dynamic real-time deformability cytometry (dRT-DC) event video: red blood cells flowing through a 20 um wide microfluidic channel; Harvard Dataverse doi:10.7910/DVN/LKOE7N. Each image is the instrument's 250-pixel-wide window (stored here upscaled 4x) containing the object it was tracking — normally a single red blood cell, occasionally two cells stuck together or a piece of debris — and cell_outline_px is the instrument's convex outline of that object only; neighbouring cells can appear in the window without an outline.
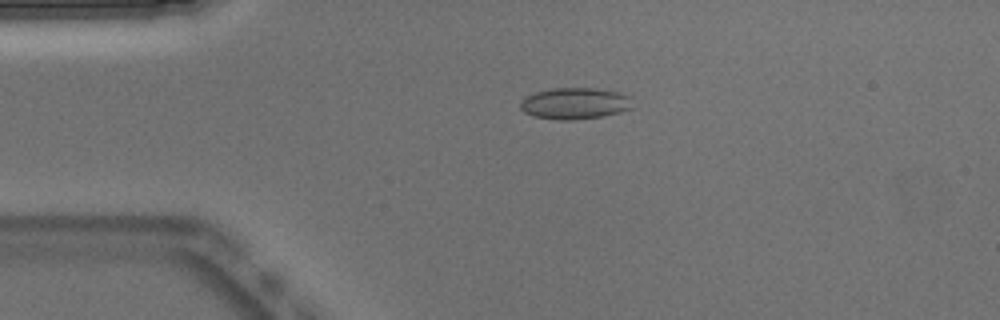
{"species": "Egyptian fruit bat (a non-hibernating species)", "species_latin": "Rousettus aegyptiacus", "temperature_condition": "warm", "stored_images_in_passage": 42, "camera_frame_rate_fps": 3000, "um_per_image_px": 0.085, "animal": {"sex": "male"}, "frame": {"image": 1, "passage_image": 2, "time_ms": 0.333, "image_size_px": [1000, 320], "cell_outline_px": [[632, 108], [620, 112], [600, 116], [572, 120], [560, 120], [536, 116], [524, 112], [520, 108], [520, 100], [536, 92], [552, 88], [596, 88], [620, 92], [632, 96]], "centroid_in_image_um": [48.9, 8.78], "position_along_channel_um": 36.1, "area_um2": 20.58}}
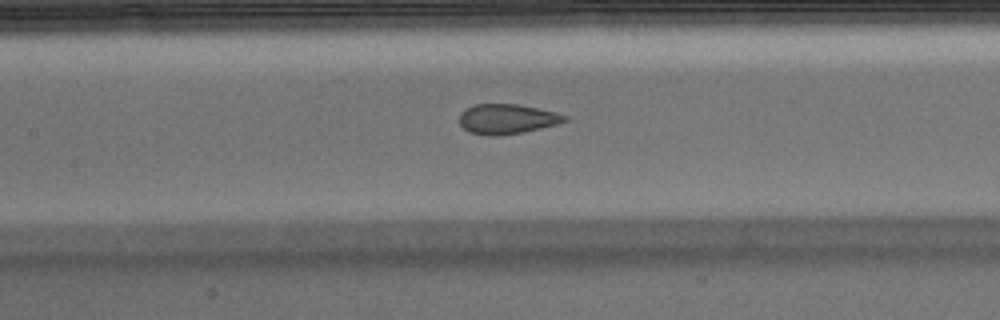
{"frame": {"image": 2, "passage_image": 14, "time_ms": 4.333, "image_size_px": [1000, 320], "cell_outline_px": [[568, 120], [556, 124], [524, 132], [500, 136], [488, 136], [468, 132], [460, 124], [460, 112], [464, 108], [472, 104], [520, 104], [556, 112], [568, 116]], "centroid_in_image_um": [43.07, 10.11], "position_along_channel_um": 164.3, "area_um2": 18.61}}
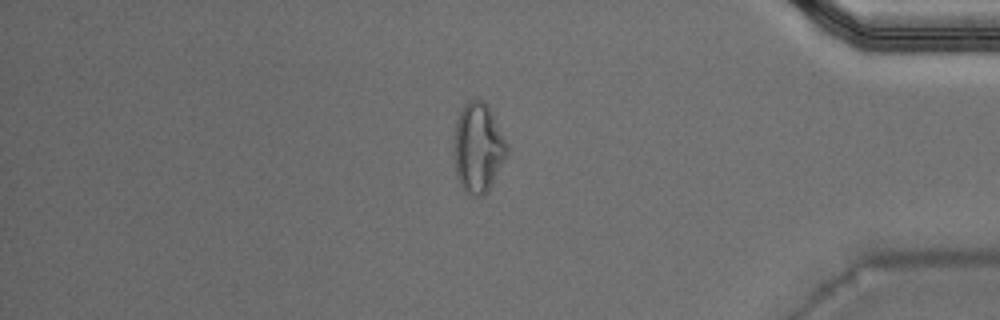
{"frame": {"image": 3, "passage_image": 34, "time_ms": 11.0, "image_size_px": [1000, 320], "cell_outline_px": [[508, 152], [488, 192], [480, 196], [476, 196], [464, 192], [456, 176], [456, 124], [460, 112], [464, 104], [468, 100], [476, 96], [492, 112], [508, 148]], "centroid_in_image_um": [40.65, 12.57], "position_along_channel_um": 394.5, "area_um2": 26.99}, "authors_computed_cell_mechanics": {"area_um2": 19.652, "velocity_mm_per_s": 3.9284, "shape_relaxation_time_tau1_ms": null, "shape_relaxation_time_tau2_ms": 0.9729, "deformation_change_tau1": null, "deformation_change_tau2": 0.0626}}